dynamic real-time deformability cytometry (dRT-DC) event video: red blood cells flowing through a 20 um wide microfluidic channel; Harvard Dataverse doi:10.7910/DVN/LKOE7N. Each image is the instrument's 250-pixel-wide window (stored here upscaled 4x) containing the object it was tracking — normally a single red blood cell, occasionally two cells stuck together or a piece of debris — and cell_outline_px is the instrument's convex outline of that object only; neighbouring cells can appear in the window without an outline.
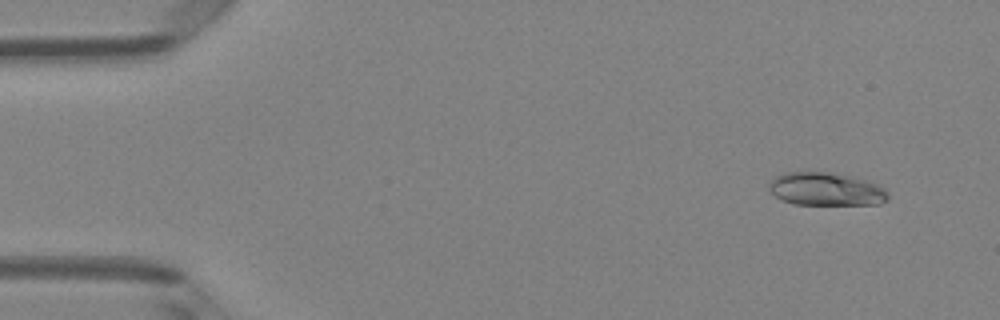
{"species": "Egyptian fruit bat (a non-hibernating species)", "species_latin": "Rousettus aegyptiacus", "temperature_condition": "room temperature", "stored_images_in_passage": 4, "camera_frame_rate_fps": 3000, "um_per_image_px": 0.085, "animal": {"sex": "female"}, "frame": {"image": 1, "passage_image": 1, "time_ms": 0.0, "image_size_px": [1000, 320], "cell_outline_px": [[888, 196], [880, 204], [796, 204], [784, 200], [776, 196], [768, 188], [768, 184], [776, 176], [784, 172], [828, 172], [872, 180], [884, 188], [888, 192]], "centroid_in_image_um": [70.24, 16.06], "position_along_channel_um": 14.8, "area_um2": 22.89}}
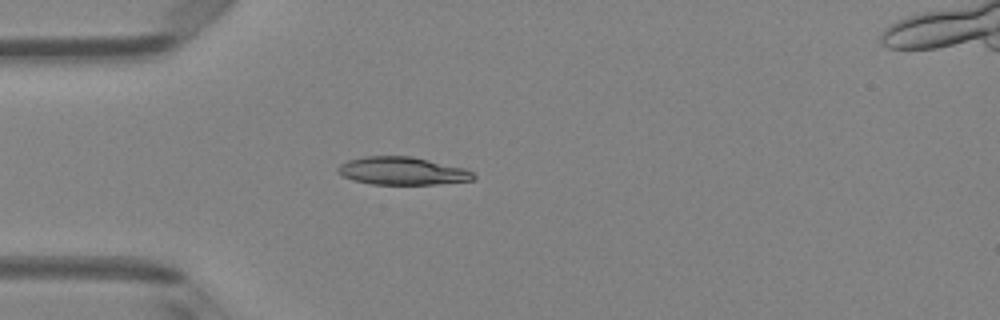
{"frame": {"image": 2, "passage_image": 4, "time_ms": 1.0, "image_size_px": [1000, 320], "cell_outline_px": [[476, 176], [472, 180], [436, 184], [372, 184], [352, 180], [336, 172], [336, 168], [340, 164], [348, 160], [364, 156], [412, 156], [464, 168], [472, 172]], "centroid_in_image_um": [34.16, 14.52], "position_along_channel_um": 50.8, "area_um2": 21.96}}